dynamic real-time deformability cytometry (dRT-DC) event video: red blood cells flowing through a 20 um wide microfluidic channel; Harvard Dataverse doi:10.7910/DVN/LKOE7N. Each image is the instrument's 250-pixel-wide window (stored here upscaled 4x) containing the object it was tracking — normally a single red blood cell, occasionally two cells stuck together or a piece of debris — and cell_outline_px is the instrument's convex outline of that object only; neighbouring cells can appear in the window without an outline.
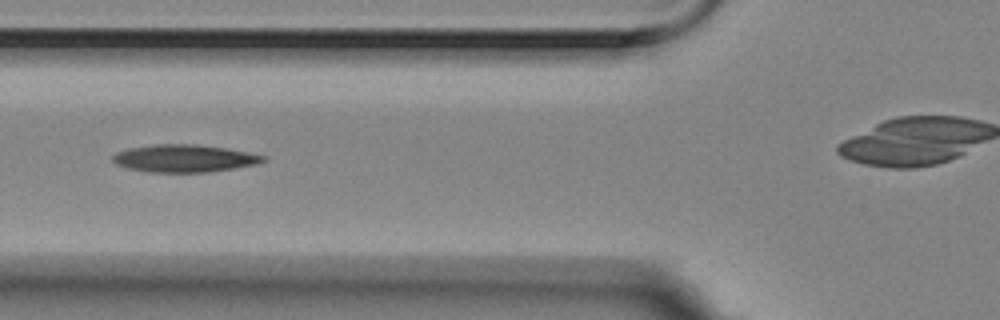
{"species": "Egyptian fruit bat (a non-hibernating species)", "species_latin": "Rousettus aegyptiacus", "temperature_condition": "room temperature", "stored_images_in_passage": 10, "camera_frame_rate_fps": 3000, "um_per_image_px": 0.085, "animal": {"sex": "female"}, "frame": {"image": 1, "passage_image": 5, "time_ms": 1.333, "image_size_px": [1000, 320], "cell_outline_px": [[268, 160], [256, 164], [232, 168], [204, 172], [148, 172], [128, 168], [116, 164], [112, 160], [112, 156], [116, 152], [128, 148], [156, 144], [196, 144], [224, 148], [248, 152], [268, 156]], "centroid_in_image_um": [15.66, 13.45], "position_along_channel_um": 110.1, "area_um2": 24.04}}
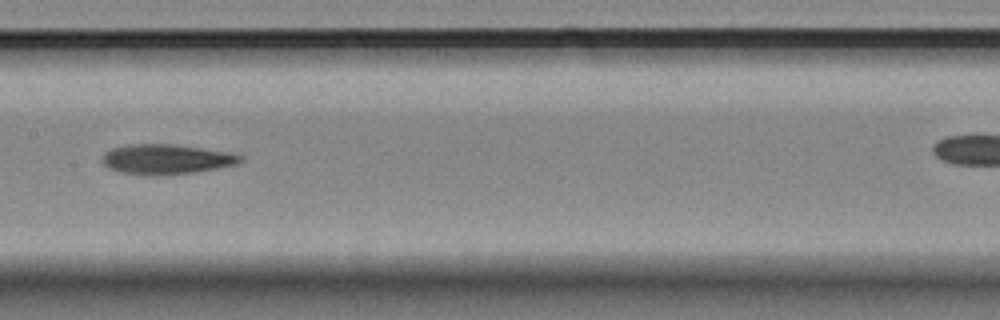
{"frame": {"image": 2, "passage_image": 7, "time_ms": 2.0, "image_size_px": [1000, 320], "cell_outline_px": [[244, 160], [236, 164], [216, 168], [192, 172], [148, 176], [120, 172], [108, 168], [100, 160], [104, 152], [112, 148], [132, 144], [172, 144], [236, 152], [244, 156]], "centroid_in_image_um": [14.15, 13.52], "position_along_channel_um": 193.2, "area_um2": 24.33}}
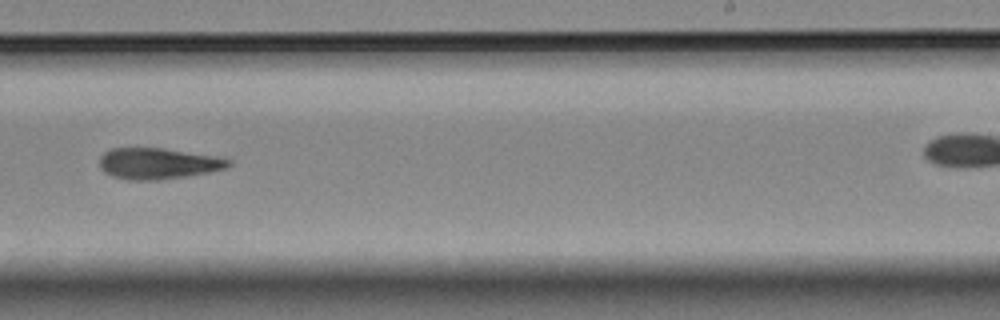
{"frame": {"image": 3, "passage_image": 9, "time_ms": 2.667, "image_size_px": [1000, 320], "cell_outline_px": [[232, 164], [224, 168], [208, 172], [160, 180], [128, 180], [112, 176], [104, 172], [100, 168], [100, 156], [104, 152], [112, 148], [160, 148], [212, 156], [232, 160]], "centroid_in_image_um": [13.37, 13.9], "position_along_channel_um": 275.6, "area_um2": 23.06}}